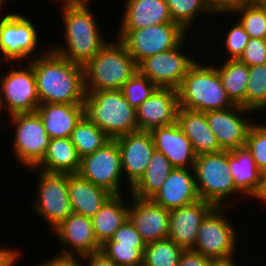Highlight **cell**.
Here are the masks:
<instances>
[{"label": "cell", "mask_w": 266, "mask_h": 266, "mask_svg": "<svg viewBox=\"0 0 266 266\" xmlns=\"http://www.w3.org/2000/svg\"><path fill=\"white\" fill-rule=\"evenodd\" d=\"M81 259L87 263V266H116L111 259L101 250L93 252L87 256H81Z\"/></svg>", "instance_id": "46"}, {"label": "cell", "mask_w": 266, "mask_h": 266, "mask_svg": "<svg viewBox=\"0 0 266 266\" xmlns=\"http://www.w3.org/2000/svg\"><path fill=\"white\" fill-rule=\"evenodd\" d=\"M208 266H238L234 256L224 259H210Z\"/></svg>", "instance_id": "48"}, {"label": "cell", "mask_w": 266, "mask_h": 266, "mask_svg": "<svg viewBox=\"0 0 266 266\" xmlns=\"http://www.w3.org/2000/svg\"><path fill=\"white\" fill-rule=\"evenodd\" d=\"M107 42L85 65L86 91L121 90L138 71L137 63L119 40Z\"/></svg>", "instance_id": "4"}, {"label": "cell", "mask_w": 266, "mask_h": 266, "mask_svg": "<svg viewBox=\"0 0 266 266\" xmlns=\"http://www.w3.org/2000/svg\"><path fill=\"white\" fill-rule=\"evenodd\" d=\"M102 245H126L133 248H145L146 243L137 232L135 226L127 219Z\"/></svg>", "instance_id": "40"}, {"label": "cell", "mask_w": 266, "mask_h": 266, "mask_svg": "<svg viewBox=\"0 0 266 266\" xmlns=\"http://www.w3.org/2000/svg\"><path fill=\"white\" fill-rule=\"evenodd\" d=\"M261 199L260 201H264V203H266V176H264V188H263V192L260 195V197L258 198V200Z\"/></svg>", "instance_id": "49"}, {"label": "cell", "mask_w": 266, "mask_h": 266, "mask_svg": "<svg viewBox=\"0 0 266 266\" xmlns=\"http://www.w3.org/2000/svg\"><path fill=\"white\" fill-rule=\"evenodd\" d=\"M179 107L208 112L224 110L234 104L230 101L222 85L217 66L195 62L178 88Z\"/></svg>", "instance_id": "5"}, {"label": "cell", "mask_w": 266, "mask_h": 266, "mask_svg": "<svg viewBox=\"0 0 266 266\" xmlns=\"http://www.w3.org/2000/svg\"><path fill=\"white\" fill-rule=\"evenodd\" d=\"M62 2H68V3H88L87 0H61Z\"/></svg>", "instance_id": "50"}, {"label": "cell", "mask_w": 266, "mask_h": 266, "mask_svg": "<svg viewBox=\"0 0 266 266\" xmlns=\"http://www.w3.org/2000/svg\"><path fill=\"white\" fill-rule=\"evenodd\" d=\"M19 253L18 249L0 248V266H15L18 262Z\"/></svg>", "instance_id": "47"}, {"label": "cell", "mask_w": 266, "mask_h": 266, "mask_svg": "<svg viewBox=\"0 0 266 266\" xmlns=\"http://www.w3.org/2000/svg\"><path fill=\"white\" fill-rule=\"evenodd\" d=\"M169 6L172 19L186 32L199 13H212L206 0H165Z\"/></svg>", "instance_id": "36"}, {"label": "cell", "mask_w": 266, "mask_h": 266, "mask_svg": "<svg viewBox=\"0 0 266 266\" xmlns=\"http://www.w3.org/2000/svg\"><path fill=\"white\" fill-rule=\"evenodd\" d=\"M218 67L217 71L230 101L234 105L246 108L249 67L238 59H227Z\"/></svg>", "instance_id": "31"}, {"label": "cell", "mask_w": 266, "mask_h": 266, "mask_svg": "<svg viewBox=\"0 0 266 266\" xmlns=\"http://www.w3.org/2000/svg\"><path fill=\"white\" fill-rule=\"evenodd\" d=\"M252 153L255 164L266 176V124H253L247 135L246 145Z\"/></svg>", "instance_id": "38"}, {"label": "cell", "mask_w": 266, "mask_h": 266, "mask_svg": "<svg viewBox=\"0 0 266 266\" xmlns=\"http://www.w3.org/2000/svg\"><path fill=\"white\" fill-rule=\"evenodd\" d=\"M128 219L148 244L168 238L170 211L150 199L131 197Z\"/></svg>", "instance_id": "18"}, {"label": "cell", "mask_w": 266, "mask_h": 266, "mask_svg": "<svg viewBox=\"0 0 266 266\" xmlns=\"http://www.w3.org/2000/svg\"><path fill=\"white\" fill-rule=\"evenodd\" d=\"M184 249L169 238L146 244L143 264L147 266H178Z\"/></svg>", "instance_id": "34"}, {"label": "cell", "mask_w": 266, "mask_h": 266, "mask_svg": "<svg viewBox=\"0 0 266 266\" xmlns=\"http://www.w3.org/2000/svg\"><path fill=\"white\" fill-rule=\"evenodd\" d=\"M184 40L186 41V37L175 48L140 61L137 64L138 72L158 88L178 90L188 70L196 62L183 53Z\"/></svg>", "instance_id": "14"}, {"label": "cell", "mask_w": 266, "mask_h": 266, "mask_svg": "<svg viewBox=\"0 0 266 266\" xmlns=\"http://www.w3.org/2000/svg\"><path fill=\"white\" fill-rule=\"evenodd\" d=\"M225 36V50L229 60L239 59L244 52V48L249 41V35L245 32L241 24L236 21L233 27H230Z\"/></svg>", "instance_id": "41"}, {"label": "cell", "mask_w": 266, "mask_h": 266, "mask_svg": "<svg viewBox=\"0 0 266 266\" xmlns=\"http://www.w3.org/2000/svg\"><path fill=\"white\" fill-rule=\"evenodd\" d=\"M17 64L18 69L12 66L0 76L1 102L9 116L35 112L40 104L33 66L29 62L26 68L21 67L22 62Z\"/></svg>", "instance_id": "11"}, {"label": "cell", "mask_w": 266, "mask_h": 266, "mask_svg": "<svg viewBox=\"0 0 266 266\" xmlns=\"http://www.w3.org/2000/svg\"><path fill=\"white\" fill-rule=\"evenodd\" d=\"M88 4L62 2L65 42L50 47L61 57L81 66H85L108 42Z\"/></svg>", "instance_id": "2"}, {"label": "cell", "mask_w": 266, "mask_h": 266, "mask_svg": "<svg viewBox=\"0 0 266 266\" xmlns=\"http://www.w3.org/2000/svg\"><path fill=\"white\" fill-rule=\"evenodd\" d=\"M157 88L147 77L137 71L121 90L130 106L137 109Z\"/></svg>", "instance_id": "37"}, {"label": "cell", "mask_w": 266, "mask_h": 266, "mask_svg": "<svg viewBox=\"0 0 266 266\" xmlns=\"http://www.w3.org/2000/svg\"><path fill=\"white\" fill-rule=\"evenodd\" d=\"M80 256L56 254L53 258L45 259L38 266H84Z\"/></svg>", "instance_id": "45"}, {"label": "cell", "mask_w": 266, "mask_h": 266, "mask_svg": "<svg viewBox=\"0 0 266 266\" xmlns=\"http://www.w3.org/2000/svg\"><path fill=\"white\" fill-rule=\"evenodd\" d=\"M246 108L257 112L266 110V64L249 67Z\"/></svg>", "instance_id": "35"}, {"label": "cell", "mask_w": 266, "mask_h": 266, "mask_svg": "<svg viewBox=\"0 0 266 266\" xmlns=\"http://www.w3.org/2000/svg\"><path fill=\"white\" fill-rule=\"evenodd\" d=\"M193 174V168H174L150 200L169 211L198 201L200 197Z\"/></svg>", "instance_id": "21"}, {"label": "cell", "mask_w": 266, "mask_h": 266, "mask_svg": "<svg viewBox=\"0 0 266 266\" xmlns=\"http://www.w3.org/2000/svg\"><path fill=\"white\" fill-rule=\"evenodd\" d=\"M248 112L253 111L238 105L205 112L208 125L223 151L245 147L247 135L254 124L245 117L242 118Z\"/></svg>", "instance_id": "15"}, {"label": "cell", "mask_w": 266, "mask_h": 266, "mask_svg": "<svg viewBox=\"0 0 266 266\" xmlns=\"http://www.w3.org/2000/svg\"><path fill=\"white\" fill-rule=\"evenodd\" d=\"M53 230L63 246V250L59 254L87 256L101 250V244L94 234L91 218L73 213ZM67 246L71 248L68 249Z\"/></svg>", "instance_id": "19"}, {"label": "cell", "mask_w": 266, "mask_h": 266, "mask_svg": "<svg viewBox=\"0 0 266 266\" xmlns=\"http://www.w3.org/2000/svg\"><path fill=\"white\" fill-rule=\"evenodd\" d=\"M37 196L32 209L53 229L73 214L68 193V174L40 170ZM37 211V212H36Z\"/></svg>", "instance_id": "10"}, {"label": "cell", "mask_w": 266, "mask_h": 266, "mask_svg": "<svg viewBox=\"0 0 266 266\" xmlns=\"http://www.w3.org/2000/svg\"><path fill=\"white\" fill-rule=\"evenodd\" d=\"M155 149L161 152L174 168L192 169L196 154L190 139L182 132L177 122L151 131Z\"/></svg>", "instance_id": "22"}, {"label": "cell", "mask_w": 266, "mask_h": 266, "mask_svg": "<svg viewBox=\"0 0 266 266\" xmlns=\"http://www.w3.org/2000/svg\"><path fill=\"white\" fill-rule=\"evenodd\" d=\"M2 109H3V106H2L1 97H0V113Z\"/></svg>", "instance_id": "52"}, {"label": "cell", "mask_w": 266, "mask_h": 266, "mask_svg": "<svg viewBox=\"0 0 266 266\" xmlns=\"http://www.w3.org/2000/svg\"><path fill=\"white\" fill-rule=\"evenodd\" d=\"M186 32L178 23H165L138 30H119L117 38L138 64L143 59L175 48Z\"/></svg>", "instance_id": "7"}, {"label": "cell", "mask_w": 266, "mask_h": 266, "mask_svg": "<svg viewBox=\"0 0 266 266\" xmlns=\"http://www.w3.org/2000/svg\"><path fill=\"white\" fill-rule=\"evenodd\" d=\"M70 138L81 159L93 154L111 139L85 115L76 124Z\"/></svg>", "instance_id": "32"}, {"label": "cell", "mask_w": 266, "mask_h": 266, "mask_svg": "<svg viewBox=\"0 0 266 266\" xmlns=\"http://www.w3.org/2000/svg\"><path fill=\"white\" fill-rule=\"evenodd\" d=\"M32 19L18 13H7L0 19V52L5 62L20 63L22 58L31 59L41 54H33L37 49L39 35Z\"/></svg>", "instance_id": "12"}, {"label": "cell", "mask_w": 266, "mask_h": 266, "mask_svg": "<svg viewBox=\"0 0 266 266\" xmlns=\"http://www.w3.org/2000/svg\"><path fill=\"white\" fill-rule=\"evenodd\" d=\"M145 248L126 245H101L104 252L116 266H139L143 263Z\"/></svg>", "instance_id": "39"}, {"label": "cell", "mask_w": 266, "mask_h": 266, "mask_svg": "<svg viewBox=\"0 0 266 266\" xmlns=\"http://www.w3.org/2000/svg\"><path fill=\"white\" fill-rule=\"evenodd\" d=\"M238 60L248 67L266 64V39L249 38Z\"/></svg>", "instance_id": "42"}, {"label": "cell", "mask_w": 266, "mask_h": 266, "mask_svg": "<svg viewBox=\"0 0 266 266\" xmlns=\"http://www.w3.org/2000/svg\"><path fill=\"white\" fill-rule=\"evenodd\" d=\"M119 30H138L148 26L175 23L165 0H125Z\"/></svg>", "instance_id": "23"}, {"label": "cell", "mask_w": 266, "mask_h": 266, "mask_svg": "<svg viewBox=\"0 0 266 266\" xmlns=\"http://www.w3.org/2000/svg\"><path fill=\"white\" fill-rule=\"evenodd\" d=\"M68 193L73 213L92 218L112 195L79 174H68Z\"/></svg>", "instance_id": "27"}, {"label": "cell", "mask_w": 266, "mask_h": 266, "mask_svg": "<svg viewBox=\"0 0 266 266\" xmlns=\"http://www.w3.org/2000/svg\"><path fill=\"white\" fill-rule=\"evenodd\" d=\"M178 109V90L157 88L136 109L138 131L151 132L155 128L175 123Z\"/></svg>", "instance_id": "17"}, {"label": "cell", "mask_w": 266, "mask_h": 266, "mask_svg": "<svg viewBox=\"0 0 266 266\" xmlns=\"http://www.w3.org/2000/svg\"><path fill=\"white\" fill-rule=\"evenodd\" d=\"M115 139L121 153L122 172L131 188L145 173L156 150L153 137L151 132L136 131Z\"/></svg>", "instance_id": "16"}, {"label": "cell", "mask_w": 266, "mask_h": 266, "mask_svg": "<svg viewBox=\"0 0 266 266\" xmlns=\"http://www.w3.org/2000/svg\"><path fill=\"white\" fill-rule=\"evenodd\" d=\"M239 15L238 22L249 38L266 39V1L253 0L231 12Z\"/></svg>", "instance_id": "33"}, {"label": "cell", "mask_w": 266, "mask_h": 266, "mask_svg": "<svg viewBox=\"0 0 266 266\" xmlns=\"http://www.w3.org/2000/svg\"><path fill=\"white\" fill-rule=\"evenodd\" d=\"M193 170L200 199L215 207H224V199L239 192L229 169L228 151L197 155Z\"/></svg>", "instance_id": "6"}, {"label": "cell", "mask_w": 266, "mask_h": 266, "mask_svg": "<svg viewBox=\"0 0 266 266\" xmlns=\"http://www.w3.org/2000/svg\"><path fill=\"white\" fill-rule=\"evenodd\" d=\"M84 115L111 139L138 131L136 109L122 90L86 91Z\"/></svg>", "instance_id": "3"}, {"label": "cell", "mask_w": 266, "mask_h": 266, "mask_svg": "<svg viewBox=\"0 0 266 266\" xmlns=\"http://www.w3.org/2000/svg\"><path fill=\"white\" fill-rule=\"evenodd\" d=\"M212 14H229L233 10L252 2L253 0H206ZM217 13V14H216Z\"/></svg>", "instance_id": "43"}, {"label": "cell", "mask_w": 266, "mask_h": 266, "mask_svg": "<svg viewBox=\"0 0 266 266\" xmlns=\"http://www.w3.org/2000/svg\"><path fill=\"white\" fill-rule=\"evenodd\" d=\"M81 158L70 137L53 138L42 161L31 170L50 173L78 174Z\"/></svg>", "instance_id": "28"}, {"label": "cell", "mask_w": 266, "mask_h": 266, "mask_svg": "<svg viewBox=\"0 0 266 266\" xmlns=\"http://www.w3.org/2000/svg\"><path fill=\"white\" fill-rule=\"evenodd\" d=\"M78 174L112 195H121L123 172L116 139H110L93 154L83 157Z\"/></svg>", "instance_id": "13"}, {"label": "cell", "mask_w": 266, "mask_h": 266, "mask_svg": "<svg viewBox=\"0 0 266 266\" xmlns=\"http://www.w3.org/2000/svg\"><path fill=\"white\" fill-rule=\"evenodd\" d=\"M124 201L122 194L111 195L91 218L95 237L101 245L128 219L129 204Z\"/></svg>", "instance_id": "29"}, {"label": "cell", "mask_w": 266, "mask_h": 266, "mask_svg": "<svg viewBox=\"0 0 266 266\" xmlns=\"http://www.w3.org/2000/svg\"><path fill=\"white\" fill-rule=\"evenodd\" d=\"M215 206L202 199L170 211L168 238L184 250L193 249L199 227Z\"/></svg>", "instance_id": "20"}, {"label": "cell", "mask_w": 266, "mask_h": 266, "mask_svg": "<svg viewBox=\"0 0 266 266\" xmlns=\"http://www.w3.org/2000/svg\"><path fill=\"white\" fill-rule=\"evenodd\" d=\"M173 169L169 160L161 152L155 150L145 173L130 188L132 196L138 199H151Z\"/></svg>", "instance_id": "30"}, {"label": "cell", "mask_w": 266, "mask_h": 266, "mask_svg": "<svg viewBox=\"0 0 266 266\" xmlns=\"http://www.w3.org/2000/svg\"><path fill=\"white\" fill-rule=\"evenodd\" d=\"M36 112L51 139L71 137L76 124L84 116V104H39Z\"/></svg>", "instance_id": "25"}, {"label": "cell", "mask_w": 266, "mask_h": 266, "mask_svg": "<svg viewBox=\"0 0 266 266\" xmlns=\"http://www.w3.org/2000/svg\"><path fill=\"white\" fill-rule=\"evenodd\" d=\"M48 51L29 61L33 66L40 104H84V67L51 49Z\"/></svg>", "instance_id": "1"}, {"label": "cell", "mask_w": 266, "mask_h": 266, "mask_svg": "<svg viewBox=\"0 0 266 266\" xmlns=\"http://www.w3.org/2000/svg\"><path fill=\"white\" fill-rule=\"evenodd\" d=\"M177 124L190 139L196 155L223 151L208 125L205 112H197L179 107Z\"/></svg>", "instance_id": "26"}, {"label": "cell", "mask_w": 266, "mask_h": 266, "mask_svg": "<svg viewBox=\"0 0 266 266\" xmlns=\"http://www.w3.org/2000/svg\"><path fill=\"white\" fill-rule=\"evenodd\" d=\"M210 259L192 249L184 250L178 266H208Z\"/></svg>", "instance_id": "44"}, {"label": "cell", "mask_w": 266, "mask_h": 266, "mask_svg": "<svg viewBox=\"0 0 266 266\" xmlns=\"http://www.w3.org/2000/svg\"><path fill=\"white\" fill-rule=\"evenodd\" d=\"M228 165L233 177L234 186L239 193L259 198L264 188V175L260 172L252 153L241 147L228 151Z\"/></svg>", "instance_id": "24"}, {"label": "cell", "mask_w": 266, "mask_h": 266, "mask_svg": "<svg viewBox=\"0 0 266 266\" xmlns=\"http://www.w3.org/2000/svg\"><path fill=\"white\" fill-rule=\"evenodd\" d=\"M224 207H214L202 220L193 251L209 259H224L235 255L237 230L224 217ZM223 211V212H222ZM230 221V222H229ZM235 227V228H234Z\"/></svg>", "instance_id": "9"}, {"label": "cell", "mask_w": 266, "mask_h": 266, "mask_svg": "<svg viewBox=\"0 0 266 266\" xmlns=\"http://www.w3.org/2000/svg\"><path fill=\"white\" fill-rule=\"evenodd\" d=\"M15 126L13 154L24 167H36L45 156L51 138L38 113H19L9 116Z\"/></svg>", "instance_id": "8"}, {"label": "cell", "mask_w": 266, "mask_h": 266, "mask_svg": "<svg viewBox=\"0 0 266 266\" xmlns=\"http://www.w3.org/2000/svg\"><path fill=\"white\" fill-rule=\"evenodd\" d=\"M6 1L7 0H0V8L1 7L4 8L3 5L6 4ZM0 11H1V9H0Z\"/></svg>", "instance_id": "51"}]
</instances>
